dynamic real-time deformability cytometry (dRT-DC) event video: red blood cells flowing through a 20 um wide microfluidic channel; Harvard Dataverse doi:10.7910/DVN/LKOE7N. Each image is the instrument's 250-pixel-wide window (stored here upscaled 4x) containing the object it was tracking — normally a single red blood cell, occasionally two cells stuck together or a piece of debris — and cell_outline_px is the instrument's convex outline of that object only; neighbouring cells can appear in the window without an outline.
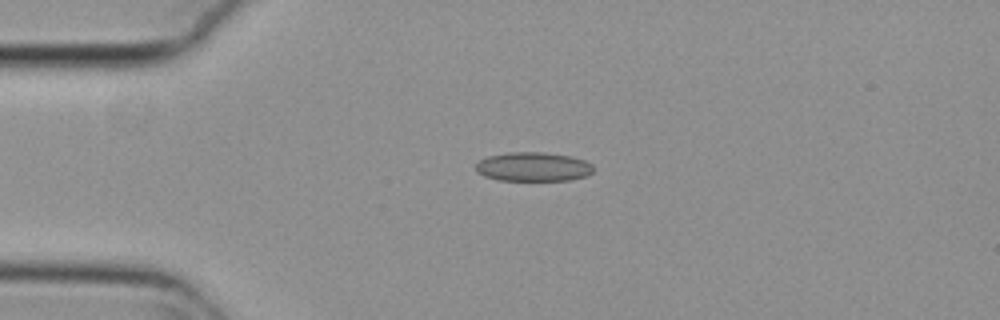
{"species": "common noctule bat (a hibernating species)", "species_latin": "Nyctalus noctula", "temperature_condition": "cold", "stored_images_in_passage": 48, "camera_frame_rate_fps": 3000, "um_per_image_px": 0.085, "animal": {"sex": "female", "body_mass_g": 29.2, "forearm_length_mm": 56.3}, "frame": {"image": 1, "passage_image": 7, "time_ms": 2.0, "image_size_px": [1000, 320], "cell_outline_px": [[592, 172], [588, 176], [568, 180], [496, 180], [484, 176], [476, 172], [476, 164], [480, 160], [488, 156], [508, 152], [544, 152], [572, 156], [584, 160], [592, 164]], "centroid_in_image_um": [45.32, 14.17], "position_along_channel_um": 39.7, "area_um2": 20.06}}
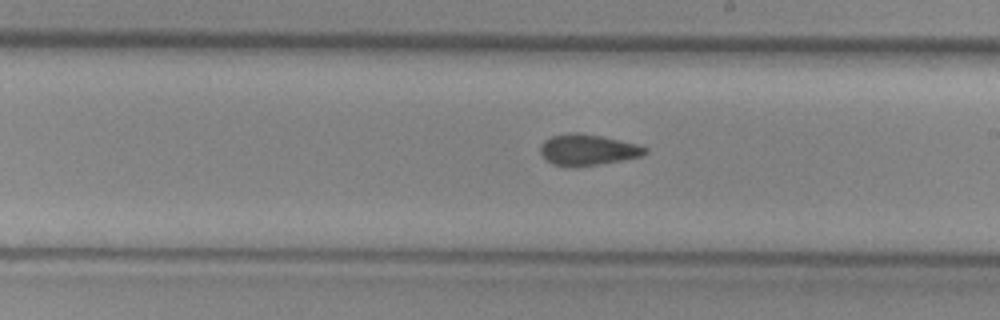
{"frame": {"image": 2, "passage_image": 25, "time_ms": 8.0, "image_size_px": [1000, 320], "cell_outline_px": [[648, 152], [640, 156], [620, 160], [576, 168], [552, 164], [540, 152], [540, 144], [544, 140], [552, 136], [568, 132], [580, 132], [600, 136], [636, 144], [648, 148]], "centroid_in_image_um": [49.91, 12.73], "position_along_channel_um": 239.1, "area_um2": 18.9}}
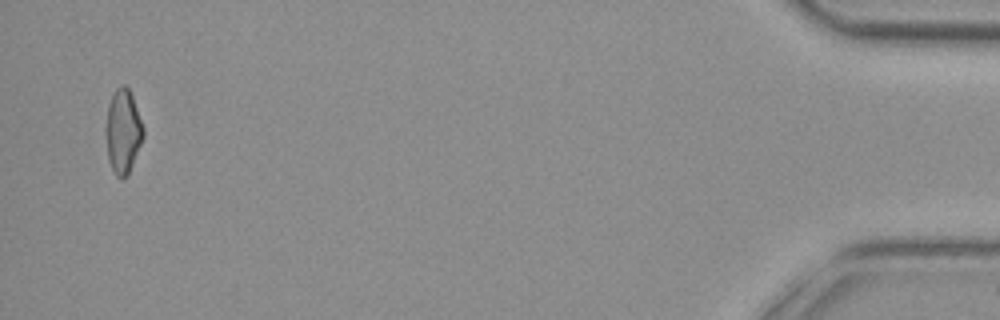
{"frame": {"image": 3, "passage_image": 47, "time_ms": 15.333, "image_size_px": [1000, 320], "cell_outline_px": [[144, 136], [128, 176], [120, 180], [116, 176], [108, 160], [104, 136], [104, 128], [108, 108], [112, 96], [116, 88], [120, 84], [124, 84], [128, 88], [132, 96], [144, 128]], "centroid_in_image_um": [10.43, 11.21], "position_along_channel_um": 424.8, "area_um2": 18.67}, "authors_computed_cell_mechanics": {"area_um2": 19.1029, "velocity_mm_per_s": 3.7803, "shape_relaxation_time_tau1_ms": null, "shape_relaxation_time_tau2_ms": 3.1471, "deformation_change_tau1": null, "deformation_change_tau2": 0.0924}}